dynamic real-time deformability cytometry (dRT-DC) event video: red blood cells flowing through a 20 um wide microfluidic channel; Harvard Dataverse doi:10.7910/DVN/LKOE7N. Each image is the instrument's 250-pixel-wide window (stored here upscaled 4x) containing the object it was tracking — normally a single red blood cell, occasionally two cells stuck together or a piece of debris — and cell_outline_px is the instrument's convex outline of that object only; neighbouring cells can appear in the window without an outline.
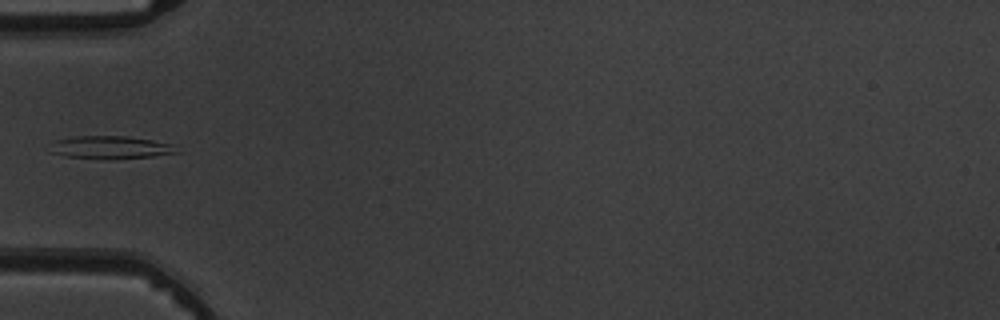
{"species": "common noctule bat (a hibernating species)", "species_latin": "Nyctalus noctula", "temperature_condition": "warm", "stored_images_in_passage": 3, "camera_frame_rate_fps": 3000, "um_per_image_px": 0.085, "animal": {"sex": "male", "body_mass_g": 19.5, "forearm_length_mm": 54.6}, "frame": {"image": 1, "passage_image": 2, "time_ms": 1.333, "image_size_px": [1000, 320], "cell_outline_px": [[180, 152], [152, 156], [112, 160], [64, 156], [52, 152], [56, 140], [72, 136], [124, 136], [152, 140], [172, 144]], "centroid_in_image_um": [9.44, 12.54], "position_along_channel_um": 75.6, "area_um2": 16.7}}
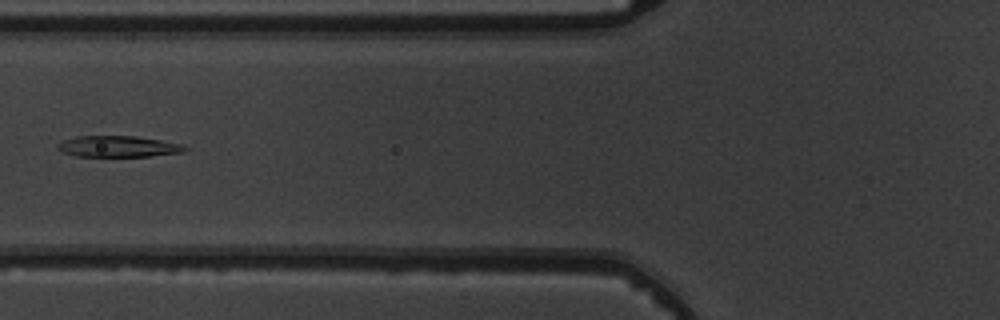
{"frame": {"image": 2, "passage_image": 3, "time_ms": 2.333, "image_size_px": [1000, 320], "cell_outline_px": [[188, 148], [184, 152], [148, 156], [76, 156], [60, 152], [56, 148], [56, 144], [64, 140], [76, 136], [136, 136], [160, 140], [180, 144]], "centroid_in_image_um": [9.99, 12.45], "position_along_channel_um": 115.8, "area_um2": 15.66}}